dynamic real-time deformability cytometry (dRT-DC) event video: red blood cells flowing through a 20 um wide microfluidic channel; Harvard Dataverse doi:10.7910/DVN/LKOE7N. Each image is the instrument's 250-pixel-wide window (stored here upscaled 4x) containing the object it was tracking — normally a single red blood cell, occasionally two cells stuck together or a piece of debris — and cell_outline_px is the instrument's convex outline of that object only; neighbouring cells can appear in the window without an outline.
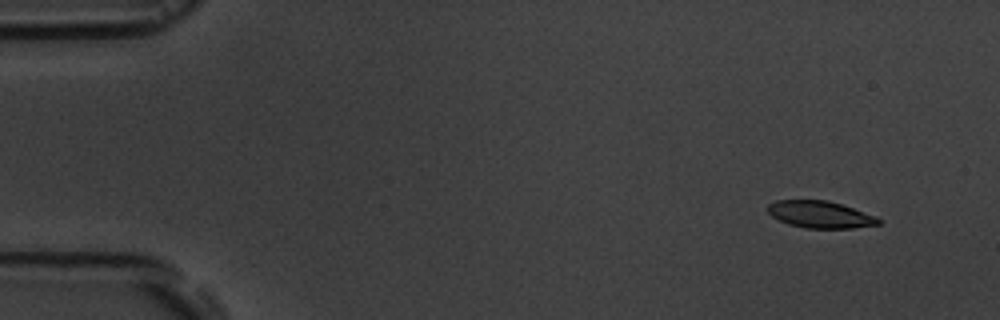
{"species": "common noctule bat (a hibernating species)", "species_latin": "Nyctalus noctula", "temperature_condition": "room temperature", "stored_images_in_passage": 5, "camera_frame_rate_fps": 3000, "um_per_image_px": 0.085, "animal": {"sex": "male", "body_mass_g": 19.5, "forearm_length_mm": 54.6}, "frame": {"image": 1, "passage_image": 1, "time_ms": 0.0, "image_size_px": [1000, 320], "cell_outline_px": [[880, 224], [852, 228], [804, 228], [788, 224], [772, 216], [768, 212], [768, 204], [776, 200], [828, 200], [876, 216], [880, 220]], "centroid_in_image_um": [69.7, 18.23], "position_along_channel_um": 15.3, "area_um2": 17.28}}
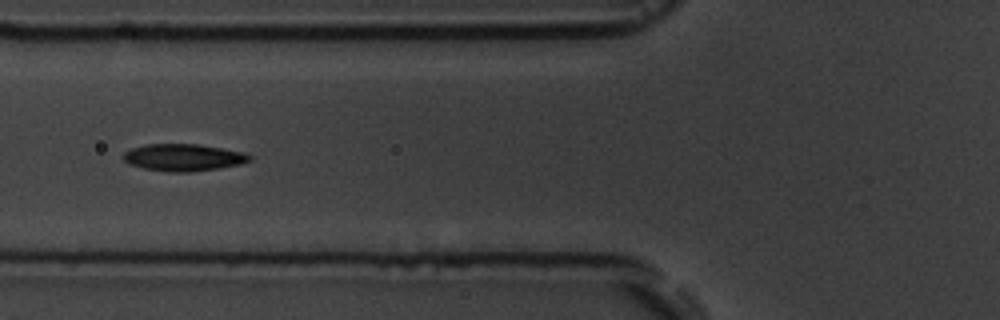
{"frame": {"image": 2, "passage_image": 5, "time_ms": 5.667, "image_size_px": [1000, 320], "cell_outline_px": [[252, 160], [240, 164], [216, 168], [188, 172], [168, 172], [144, 168], [128, 164], [120, 156], [124, 152], [132, 148], [148, 144], [196, 144], [244, 152], [252, 156]], "centroid_in_image_um": [15.55, 13.38], "position_along_channel_um": 110.2, "area_um2": 19.83}}